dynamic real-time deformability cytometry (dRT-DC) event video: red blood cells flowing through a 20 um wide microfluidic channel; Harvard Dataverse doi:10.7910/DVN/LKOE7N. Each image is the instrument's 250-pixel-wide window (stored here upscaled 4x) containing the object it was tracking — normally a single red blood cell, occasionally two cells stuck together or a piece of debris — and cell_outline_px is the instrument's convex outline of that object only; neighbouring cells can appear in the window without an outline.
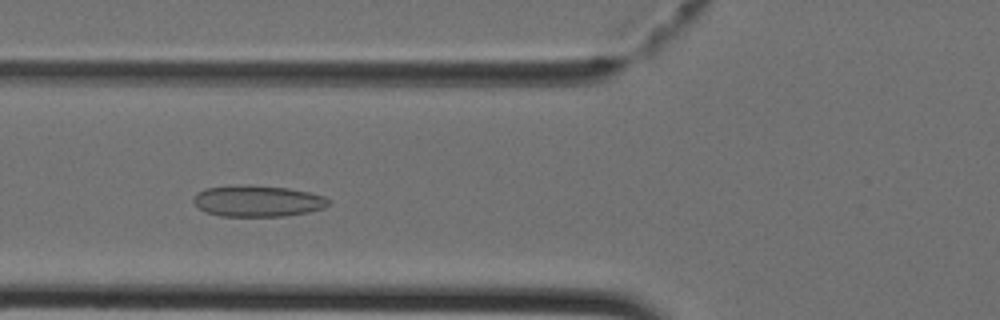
{"species": "Egyptian fruit bat (a non-hibernating species)", "species_latin": "Rousettus aegyptiacus", "temperature_condition": "cold", "stored_images_in_passage": 42, "camera_frame_rate_fps": 3000, "um_per_image_px": 0.085, "animal": {"sex": "female"}, "frame": {"image": 1, "passage_image": 15, "time_ms": 4.667, "image_size_px": [1000, 320], "cell_outline_px": [[328, 204], [324, 208], [308, 212], [284, 216], [220, 216], [208, 212], [200, 208], [192, 200], [196, 192], [204, 188], [236, 184], [248, 184], [288, 188], [308, 192], [324, 196], [328, 200]], "centroid_in_image_um": [21.86, 17.07], "position_along_channel_um": 103.9, "area_um2": 24.74}}
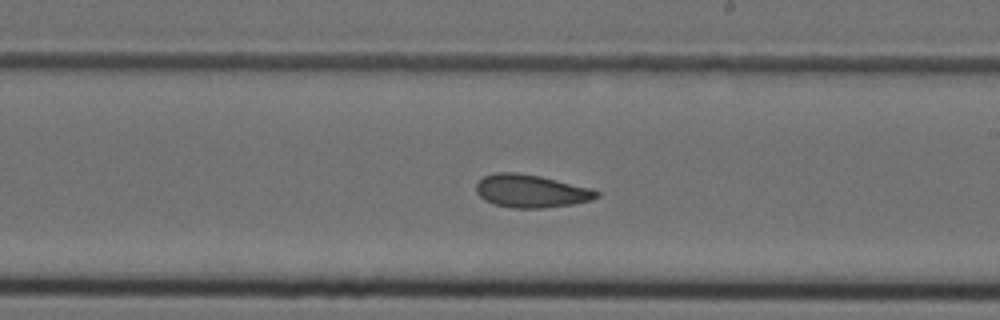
{"frame": {"image": 2, "passage_image": 24, "time_ms": 7.667, "image_size_px": [1000, 320], "cell_outline_px": [[600, 196], [592, 200], [572, 204], [544, 208], [512, 208], [492, 204], [484, 200], [476, 192], [476, 184], [484, 176], [496, 172], [516, 172], [540, 176], [592, 188], [600, 192]], "centroid_in_image_um": [45.14, 16.24], "position_along_channel_um": 243.9, "area_um2": 23.29}}
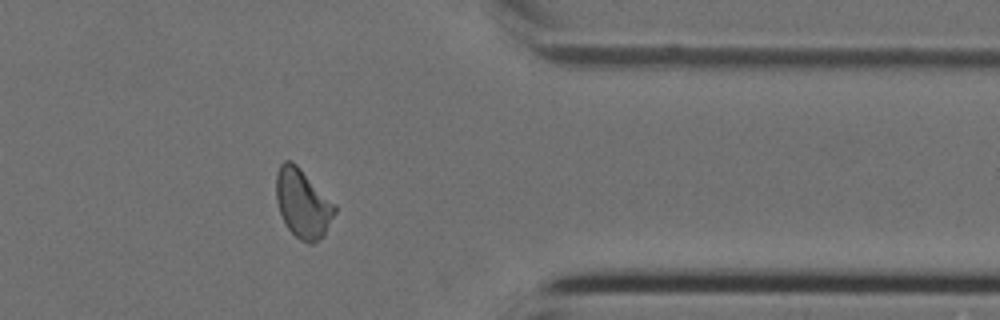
{"frame": {"image": 3, "passage_image": 34, "time_ms": 11.0, "image_size_px": [1000, 320], "cell_outline_px": [[336, 212], [324, 236], [312, 244], [308, 244], [300, 240], [288, 228], [280, 212], [276, 200], [276, 172], [280, 164], [284, 160], [292, 160], [336, 204]], "centroid_in_image_um": [25.74, 17.29], "position_along_channel_um": 385.7, "area_um2": 23.58}}